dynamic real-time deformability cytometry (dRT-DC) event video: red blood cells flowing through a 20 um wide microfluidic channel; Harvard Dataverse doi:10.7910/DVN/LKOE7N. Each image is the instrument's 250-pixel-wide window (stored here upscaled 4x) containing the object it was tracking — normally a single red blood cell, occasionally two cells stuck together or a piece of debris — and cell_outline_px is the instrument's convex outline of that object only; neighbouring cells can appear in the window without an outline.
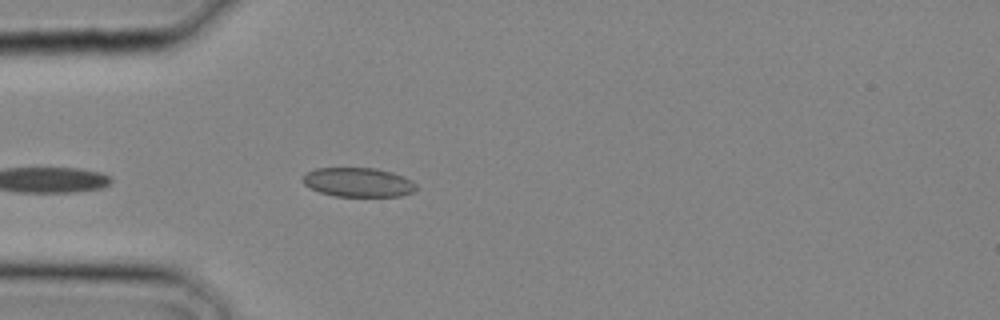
{"species": "common noctule bat (a hibernating species)", "species_latin": "Nyctalus noctula", "temperature_condition": "cold", "stored_images_in_passage": 5, "camera_frame_rate_fps": 3000, "um_per_image_px": 0.085, "animal": {"sex": "male", "body_mass_g": 20.4}, "frame": {"image": 1, "passage_image": 1, "time_ms": 0.0, "image_size_px": [1000, 320], "cell_outline_px": [[420, 188], [412, 192], [400, 196], [336, 196], [320, 192], [304, 184], [300, 180], [308, 172], [316, 168], [376, 168], [392, 172], [404, 176], [412, 180]], "centroid_in_image_um": [30.49, 15.49], "position_along_channel_um": 54.5, "area_um2": 19.36}}
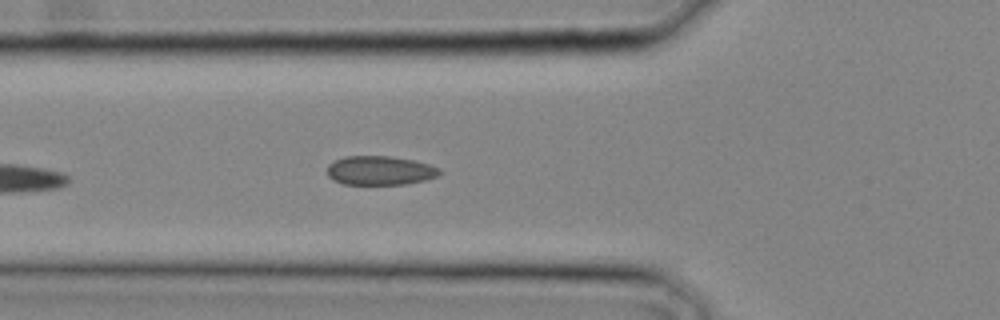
{"frame": {"image": 2, "passage_image": 3, "time_ms": 0.667, "image_size_px": [1000, 320], "cell_outline_px": [[444, 172], [440, 176], [424, 180], [404, 184], [344, 184], [332, 180], [328, 176], [328, 164], [344, 156], [392, 156], [416, 160], [440, 168]], "centroid_in_image_um": [32.34, 14.49], "position_along_channel_um": 93.5, "area_um2": 19.25}}
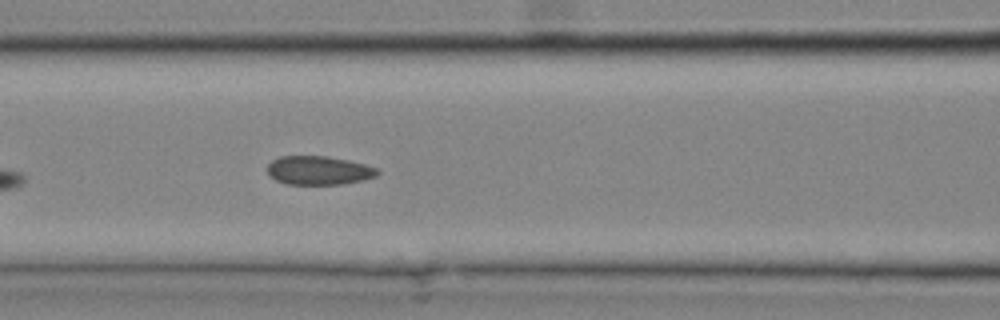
{"frame": {"image": 3, "passage_image": 5, "time_ms": 1.333, "image_size_px": [1000, 320], "cell_outline_px": [[380, 172], [376, 176], [364, 180], [340, 184], [288, 184], [276, 180], [268, 172], [268, 164], [272, 160], [280, 156], [328, 156], [348, 160], [364, 164], [376, 168]], "centroid_in_image_um": [27.1, 14.48], "position_along_channel_um": 139.5, "area_um2": 18.32}}